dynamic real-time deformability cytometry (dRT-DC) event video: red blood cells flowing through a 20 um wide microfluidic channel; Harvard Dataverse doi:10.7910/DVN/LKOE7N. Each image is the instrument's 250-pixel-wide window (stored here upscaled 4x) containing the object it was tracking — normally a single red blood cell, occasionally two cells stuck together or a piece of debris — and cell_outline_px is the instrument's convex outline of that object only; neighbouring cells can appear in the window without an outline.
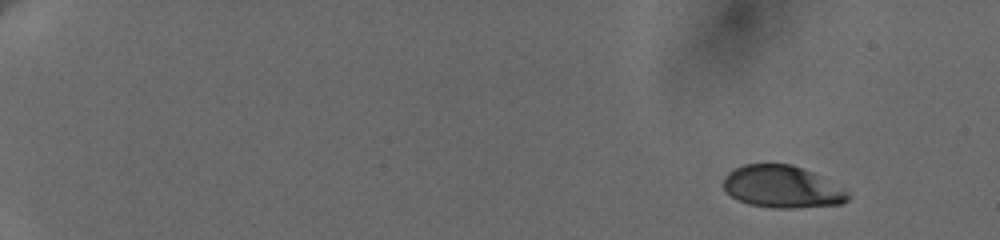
{"species": "human", "species_latin": "Homo sapiens", "temperature_condition": "cold", "stored_images_in_passage": 30, "camera_frame_rate_fps": 3000, "um_per_image_px": 0.085, "donor": {"sex": "female"}, "frame": {"image": 1, "passage_image": 5, "time_ms": 1.667, "image_size_px": [1000, 240], "cell_outline_px": [[852, 196], [848, 200], [840, 204], [792, 208], [772, 208], [748, 204], [732, 196], [724, 188], [724, 176], [728, 172], [744, 164], [792, 164], [812, 172], [848, 192]], "centroid_in_image_um": [66.47, 15.88], "position_along_channel_um": 18.5, "area_um2": 30.29}}
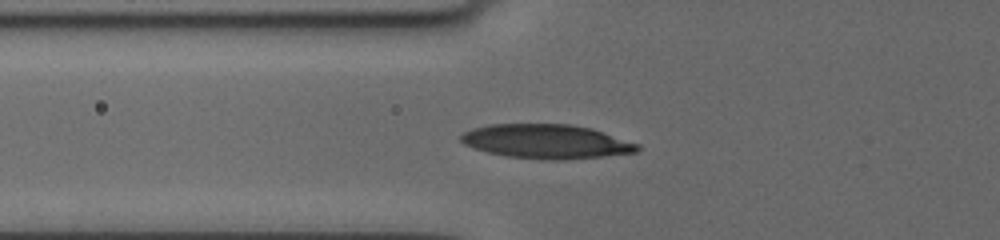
{"frame": {"image": 2, "passage_image": 25, "time_ms": 8.0, "image_size_px": [1000, 240], "cell_outline_px": [[640, 148], [636, 152], [604, 156], [560, 160], [544, 160], [504, 156], [472, 148], [464, 144], [460, 140], [460, 136], [464, 132], [472, 128], [488, 124], [572, 124], [592, 128], [640, 144]], "centroid_in_image_um": [46.43, 12.02], "position_along_channel_um": 79.4, "area_um2": 35.43}}
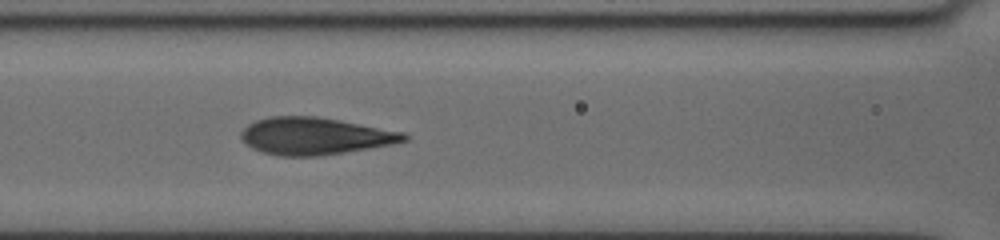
{"frame": {"image": 3, "passage_image": 29, "time_ms": 9.667, "image_size_px": [1000, 240], "cell_outline_px": [[408, 140], [392, 144], [320, 156], [280, 156], [260, 152], [244, 144], [240, 140], [240, 132], [248, 124], [256, 120], [268, 116], [316, 116], [340, 120], [404, 132], [408, 136]], "centroid_in_image_um": [26.71, 11.56], "position_along_channel_um": 139.9, "area_um2": 35.49}}